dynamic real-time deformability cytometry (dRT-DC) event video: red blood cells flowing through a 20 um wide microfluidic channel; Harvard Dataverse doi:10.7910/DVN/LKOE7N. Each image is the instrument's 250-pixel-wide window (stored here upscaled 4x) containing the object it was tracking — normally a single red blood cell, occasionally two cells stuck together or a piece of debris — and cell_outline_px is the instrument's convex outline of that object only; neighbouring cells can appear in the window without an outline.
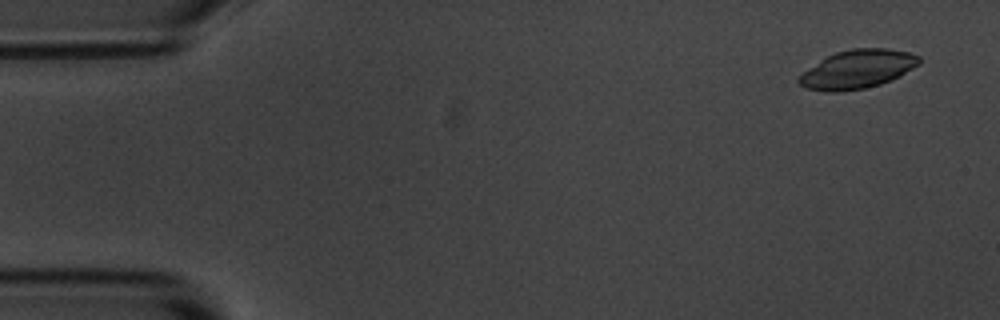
{"species": "common noctule bat (a hibernating species)", "species_latin": "Nyctalus noctula", "temperature_condition": "room temperature", "stored_images_in_passage": 6, "camera_frame_rate_fps": 3000, "um_per_image_px": 0.085, "animal": {"sex": "male", "body_mass_g": 20.1, "forearm_length_mm": 53.5}, "frame": {"image": 1, "passage_image": 1, "time_ms": 0.0, "image_size_px": [1000, 320], "cell_outline_px": [[920, 64], [900, 76], [880, 84], [864, 88], [840, 92], [828, 92], [804, 88], [796, 80], [808, 68], [828, 56], [836, 52], [852, 48], [888, 48], [908, 52], [920, 56]], "centroid_in_image_um": [72.9, 5.88], "position_along_channel_um": 12.1, "area_um2": 26.99}}
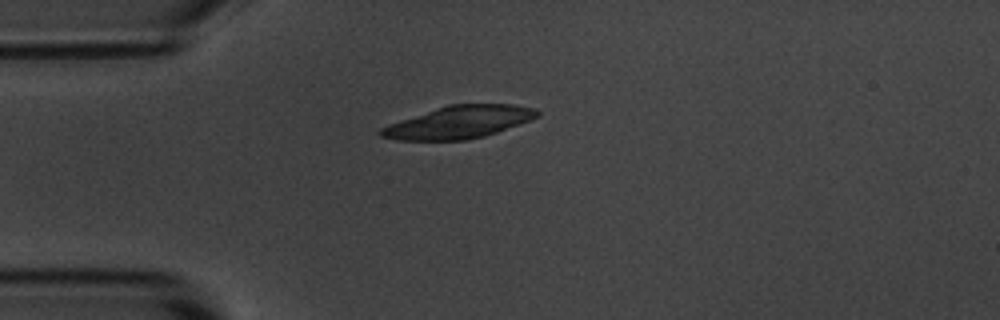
{"frame": {"image": 2, "passage_image": 4, "time_ms": 3.667, "image_size_px": [1000, 320], "cell_outline_px": [[540, 116], [496, 132], [484, 136], [468, 140], [396, 140], [380, 136], [376, 132], [380, 128], [388, 124], [448, 104], [516, 104], [536, 108], [540, 112]], "centroid_in_image_um": [38.99, 10.38], "position_along_channel_um": 46.0, "area_um2": 29.59}}